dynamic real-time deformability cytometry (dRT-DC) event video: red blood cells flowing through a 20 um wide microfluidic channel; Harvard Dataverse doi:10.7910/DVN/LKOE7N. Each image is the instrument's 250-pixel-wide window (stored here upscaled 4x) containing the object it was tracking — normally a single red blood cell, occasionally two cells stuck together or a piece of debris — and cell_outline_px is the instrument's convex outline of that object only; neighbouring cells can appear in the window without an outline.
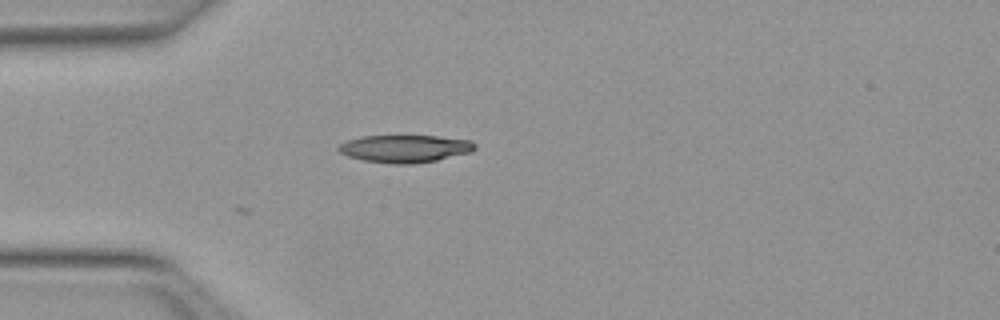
{"species": "Egyptian fruit bat (a non-hibernating species)", "species_latin": "Rousettus aegyptiacus", "temperature_condition": "warm", "stored_images_in_passage": 3, "camera_frame_rate_fps": 3000, "um_per_image_px": 0.085, "animal": {"sex": "female"}, "frame": {"image": 1, "passage_image": 3, "time_ms": 0.667, "image_size_px": [1000, 320], "cell_outline_px": [[476, 148], [472, 152], [436, 160], [412, 164], [392, 164], [364, 160], [348, 156], [340, 152], [336, 148], [340, 144], [348, 140], [360, 136], [436, 136], [472, 140], [476, 144]], "centroid_in_image_um": [34.44, 12.63], "position_along_channel_um": 50.6, "area_um2": 21.91}}